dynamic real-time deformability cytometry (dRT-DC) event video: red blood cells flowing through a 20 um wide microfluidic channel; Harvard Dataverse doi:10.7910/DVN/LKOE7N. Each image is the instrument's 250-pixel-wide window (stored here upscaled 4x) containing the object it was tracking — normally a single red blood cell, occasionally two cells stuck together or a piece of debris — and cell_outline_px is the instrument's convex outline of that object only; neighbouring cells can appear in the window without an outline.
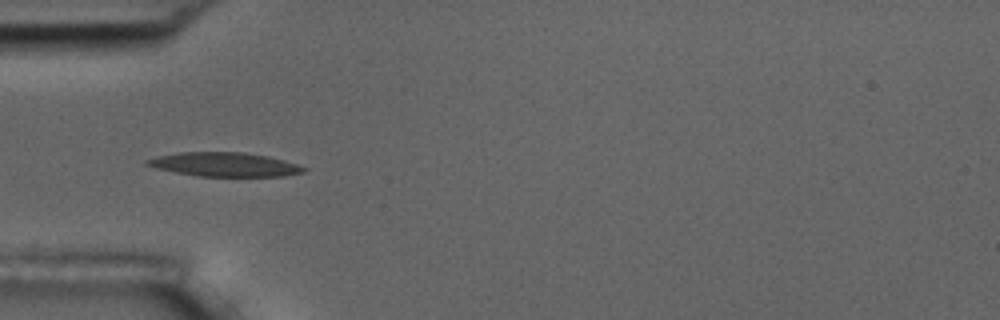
{"species": "common noctule bat (a hibernating species)", "species_latin": "Nyctalus noctula", "temperature_condition": "room temperature", "stored_images_in_passage": 6, "camera_frame_rate_fps": 3000, "um_per_image_px": 0.085, "animal": {"sex": "male", "body_mass_g": 17.5, "forearm_length_mm": 52.3}, "frame": {"image": 1, "passage_image": 3, "time_ms": 0.667, "image_size_px": [1000, 320], "cell_outline_px": [[308, 168], [304, 172], [284, 176], [200, 176], [176, 172], [156, 168], [144, 164], [144, 160], [156, 156], [180, 152], [244, 152], [268, 156], [284, 160]], "centroid_in_image_um": [19.07, 13.97], "position_along_channel_um": 65.9, "area_um2": 21.91}}